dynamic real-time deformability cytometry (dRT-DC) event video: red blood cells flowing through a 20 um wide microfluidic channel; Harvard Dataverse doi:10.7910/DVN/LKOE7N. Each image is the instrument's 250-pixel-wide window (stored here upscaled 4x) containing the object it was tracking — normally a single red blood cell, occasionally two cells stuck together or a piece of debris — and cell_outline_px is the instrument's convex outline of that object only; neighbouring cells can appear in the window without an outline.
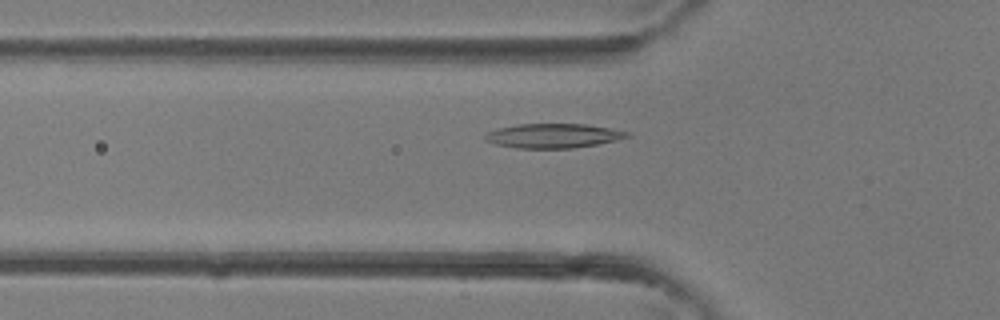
{"species": "common noctule bat (a hibernating species)", "species_latin": "Nyctalus noctula", "temperature_condition": "room temperature", "stored_images_in_passage": 4, "camera_frame_rate_fps": 3000, "um_per_image_px": 0.085, "animal": {"sex": "female"}, "frame": {"image": 1, "passage_image": 4, "time_ms": 1.0, "image_size_px": [1000, 320], "cell_outline_px": [[632, 136], [616, 140], [596, 144], [572, 148], [516, 148], [496, 144], [484, 140], [484, 136], [488, 132], [496, 128], [516, 124], [588, 124], [612, 128], [632, 132]], "centroid_in_image_um": [47.05, 11.53], "position_along_channel_um": 78.7, "area_um2": 20.35}}